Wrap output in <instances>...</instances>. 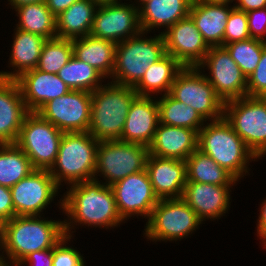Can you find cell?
<instances>
[{
  "label": "cell",
  "instance_id": "3957f363",
  "mask_svg": "<svg viewBox=\"0 0 266 266\" xmlns=\"http://www.w3.org/2000/svg\"><path fill=\"white\" fill-rule=\"evenodd\" d=\"M197 149L211 157L237 181L249 175L250 162L258 161L224 117L206 122L198 131Z\"/></svg>",
  "mask_w": 266,
  "mask_h": 266
},
{
  "label": "cell",
  "instance_id": "7dc6e473",
  "mask_svg": "<svg viewBox=\"0 0 266 266\" xmlns=\"http://www.w3.org/2000/svg\"><path fill=\"white\" fill-rule=\"evenodd\" d=\"M202 1H205V2H208V3H220V4H233L234 5V1L236 0H202Z\"/></svg>",
  "mask_w": 266,
  "mask_h": 266
},
{
  "label": "cell",
  "instance_id": "44dd1931",
  "mask_svg": "<svg viewBox=\"0 0 266 266\" xmlns=\"http://www.w3.org/2000/svg\"><path fill=\"white\" fill-rule=\"evenodd\" d=\"M28 111L37 112L48 101L71 91L57 74L37 68L23 73L16 79Z\"/></svg>",
  "mask_w": 266,
  "mask_h": 266
},
{
  "label": "cell",
  "instance_id": "ffe728a7",
  "mask_svg": "<svg viewBox=\"0 0 266 266\" xmlns=\"http://www.w3.org/2000/svg\"><path fill=\"white\" fill-rule=\"evenodd\" d=\"M145 169L159 199L182 198L187 181L186 161L149 154Z\"/></svg>",
  "mask_w": 266,
  "mask_h": 266
},
{
  "label": "cell",
  "instance_id": "ab89813d",
  "mask_svg": "<svg viewBox=\"0 0 266 266\" xmlns=\"http://www.w3.org/2000/svg\"><path fill=\"white\" fill-rule=\"evenodd\" d=\"M251 38L266 42V8L246 12Z\"/></svg>",
  "mask_w": 266,
  "mask_h": 266
},
{
  "label": "cell",
  "instance_id": "f546056e",
  "mask_svg": "<svg viewBox=\"0 0 266 266\" xmlns=\"http://www.w3.org/2000/svg\"><path fill=\"white\" fill-rule=\"evenodd\" d=\"M18 18L16 28L44 38L54 39L56 35V16L45 2L25 4L14 9Z\"/></svg>",
  "mask_w": 266,
  "mask_h": 266
},
{
  "label": "cell",
  "instance_id": "4316f807",
  "mask_svg": "<svg viewBox=\"0 0 266 266\" xmlns=\"http://www.w3.org/2000/svg\"><path fill=\"white\" fill-rule=\"evenodd\" d=\"M116 43L90 34L72 40L73 55L94 67L105 78H111L114 69Z\"/></svg>",
  "mask_w": 266,
  "mask_h": 266
},
{
  "label": "cell",
  "instance_id": "f35d334b",
  "mask_svg": "<svg viewBox=\"0 0 266 266\" xmlns=\"http://www.w3.org/2000/svg\"><path fill=\"white\" fill-rule=\"evenodd\" d=\"M247 96L266 97V46L257 67L247 78Z\"/></svg>",
  "mask_w": 266,
  "mask_h": 266
},
{
  "label": "cell",
  "instance_id": "8d00e7d4",
  "mask_svg": "<svg viewBox=\"0 0 266 266\" xmlns=\"http://www.w3.org/2000/svg\"><path fill=\"white\" fill-rule=\"evenodd\" d=\"M251 38L248 30V18L244 11L235 7L231 10L227 20L223 37V46L236 41H243Z\"/></svg>",
  "mask_w": 266,
  "mask_h": 266
},
{
  "label": "cell",
  "instance_id": "836d02e7",
  "mask_svg": "<svg viewBox=\"0 0 266 266\" xmlns=\"http://www.w3.org/2000/svg\"><path fill=\"white\" fill-rule=\"evenodd\" d=\"M71 90L94 92L106 79L98 70L74 55L57 74ZM105 79V82L104 80Z\"/></svg>",
  "mask_w": 266,
  "mask_h": 266
},
{
  "label": "cell",
  "instance_id": "f907efd6",
  "mask_svg": "<svg viewBox=\"0 0 266 266\" xmlns=\"http://www.w3.org/2000/svg\"><path fill=\"white\" fill-rule=\"evenodd\" d=\"M0 266H14V265H11L10 263H8L6 261L0 260Z\"/></svg>",
  "mask_w": 266,
  "mask_h": 266
},
{
  "label": "cell",
  "instance_id": "ee69618b",
  "mask_svg": "<svg viewBox=\"0 0 266 266\" xmlns=\"http://www.w3.org/2000/svg\"><path fill=\"white\" fill-rule=\"evenodd\" d=\"M234 7L244 12L262 9L266 8V0H236Z\"/></svg>",
  "mask_w": 266,
  "mask_h": 266
},
{
  "label": "cell",
  "instance_id": "d6986e66",
  "mask_svg": "<svg viewBox=\"0 0 266 266\" xmlns=\"http://www.w3.org/2000/svg\"><path fill=\"white\" fill-rule=\"evenodd\" d=\"M159 123L157 98L137 95L130 106L119 140L149 147Z\"/></svg>",
  "mask_w": 266,
  "mask_h": 266
},
{
  "label": "cell",
  "instance_id": "bcb514c9",
  "mask_svg": "<svg viewBox=\"0 0 266 266\" xmlns=\"http://www.w3.org/2000/svg\"><path fill=\"white\" fill-rule=\"evenodd\" d=\"M9 5L11 6V9H15L19 6L25 5V4H31L36 2H45L46 0H7Z\"/></svg>",
  "mask_w": 266,
  "mask_h": 266
},
{
  "label": "cell",
  "instance_id": "6da1fadb",
  "mask_svg": "<svg viewBox=\"0 0 266 266\" xmlns=\"http://www.w3.org/2000/svg\"><path fill=\"white\" fill-rule=\"evenodd\" d=\"M66 189L57 204L67 216L63 219L65 235L73 238L77 225L112 229L126 222L119 215L111 186L90 180Z\"/></svg>",
  "mask_w": 266,
  "mask_h": 266
},
{
  "label": "cell",
  "instance_id": "ac0fdd59",
  "mask_svg": "<svg viewBox=\"0 0 266 266\" xmlns=\"http://www.w3.org/2000/svg\"><path fill=\"white\" fill-rule=\"evenodd\" d=\"M233 186L235 185L186 182L182 199L196 212L202 222L206 219L218 220L230 209V192Z\"/></svg>",
  "mask_w": 266,
  "mask_h": 266
},
{
  "label": "cell",
  "instance_id": "7402d4cb",
  "mask_svg": "<svg viewBox=\"0 0 266 266\" xmlns=\"http://www.w3.org/2000/svg\"><path fill=\"white\" fill-rule=\"evenodd\" d=\"M27 110L16 80L0 78V144H15Z\"/></svg>",
  "mask_w": 266,
  "mask_h": 266
},
{
  "label": "cell",
  "instance_id": "cb8c5ba5",
  "mask_svg": "<svg viewBox=\"0 0 266 266\" xmlns=\"http://www.w3.org/2000/svg\"><path fill=\"white\" fill-rule=\"evenodd\" d=\"M193 0H137L139 21L142 32L148 34L159 30L166 31L179 20L189 16ZM158 28V29H157Z\"/></svg>",
  "mask_w": 266,
  "mask_h": 266
},
{
  "label": "cell",
  "instance_id": "52a82bcc",
  "mask_svg": "<svg viewBox=\"0 0 266 266\" xmlns=\"http://www.w3.org/2000/svg\"><path fill=\"white\" fill-rule=\"evenodd\" d=\"M143 231L152 242L187 239L203 223L196 212L182 199H159Z\"/></svg>",
  "mask_w": 266,
  "mask_h": 266
},
{
  "label": "cell",
  "instance_id": "e0dca14e",
  "mask_svg": "<svg viewBox=\"0 0 266 266\" xmlns=\"http://www.w3.org/2000/svg\"><path fill=\"white\" fill-rule=\"evenodd\" d=\"M160 33L163 35L166 53L184 67H197L210 49L190 16Z\"/></svg>",
  "mask_w": 266,
  "mask_h": 266
},
{
  "label": "cell",
  "instance_id": "5b68a950",
  "mask_svg": "<svg viewBox=\"0 0 266 266\" xmlns=\"http://www.w3.org/2000/svg\"><path fill=\"white\" fill-rule=\"evenodd\" d=\"M99 142L89 132L63 134L58 155L49 169L59 187L94 180Z\"/></svg>",
  "mask_w": 266,
  "mask_h": 266
},
{
  "label": "cell",
  "instance_id": "484cf974",
  "mask_svg": "<svg viewBox=\"0 0 266 266\" xmlns=\"http://www.w3.org/2000/svg\"><path fill=\"white\" fill-rule=\"evenodd\" d=\"M9 56L10 71H0V78L16 80L23 73L36 68L46 38L15 27ZM13 70V72H12Z\"/></svg>",
  "mask_w": 266,
  "mask_h": 266
},
{
  "label": "cell",
  "instance_id": "f6af8a7d",
  "mask_svg": "<svg viewBox=\"0 0 266 266\" xmlns=\"http://www.w3.org/2000/svg\"><path fill=\"white\" fill-rule=\"evenodd\" d=\"M78 0H46V6L55 15L58 16L61 12L68 9L74 2Z\"/></svg>",
  "mask_w": 266,
  "mask_h": 266
},
{
  "label": "cell",
  "instance_id": "83f0119b",
  "mask_svg": "<svg viewBox=\"0 0 266 266\" xmlns=\"http://www.w3.org/2000/svg\"><path fill=\"white\" fill-rule=\"evenodd\" d=\"M184 66L167 53L146 70L141 80L133 87L138 96H158L170 93L177 74Z\"/></svg>",
  "mask_w": 266,
  "mask_h": 266
},
{
  "label": "cell",
  "instance_id": "4fadbf2b",
  "mask_svg": "<svg viewBox=\"0 0 266 266\" xmlns=\"http://www.w3.org/2000/svg\"><path fill=\"white\" fill-rule=\"evenodd\" d=\"M133 2L136 5L132 1L98 5L90 35L116 44L139 35L142 30L138 2Z\"/></svg>",
  "mask_w": 266,
  "mask_h": 266
},
{
  "label": "cell",
  "instance_id": "b9f144b4",
  "mask_svg": "<svg viewBox=\"0 0 266 266\" xmlns=\"http://www.w3.org/2000/svg\"><path fill=\"white\" fill-rule=\"evenodd\" d=\"M14 217L11 190L0 185V220L4 223Z\"/></svg>",
  "mask_w": 266,
  "mask_h": 266
},
{
  "label": "cell",
  "instance_id": "60d3db41",
  "mask_svg": "<svg viewBox=\"0 0 266 266\" xmlns=\"http://www.w3.org/2000/svg\"><path fill=\"white\" fill-rule=\"evenodd\" d=\"M52 263L53 248L30 253L20 262V264H18V266H53Z\"/></svg>",
  "mask_w": 266,
  "mask_h": 266
},
{
  "label": "cell",
  "instance_id": "ba28073f",
  "mask_svg": "<svg viewBox=\"0 0 266 266\" xmlns=\"http://www.w3.org/2000/svg\"><path fill=\"white\" fill-rule=\"evenodd\" d=\"M223 117L258 159L266 156V97L227 101Z\"/></svg>",
  "mask_w": 266,
  "mask_h": 266
},
{
  "label": "cell",
  "instance_id": "d4e9b609",
  "mask_svg": "<svg viewBox=\"0 0 266 266\" xmlns=\"http://www.w3.org/2000/svg\"><path fill=\"white\" fill-rule=\"evenodd\" d=\"M234 5L193 0L189 16L209 47L223 46L227 20Z\"/></svg>",
  "mask_w": 266,
  "mask_h": 266
},
{
  "label": "cell",
  "instance_id": "d590c367",
  "mask_svg": "<svg viewBox=\"0 0 266 266\" xmlns=\"http://www.w3.org/2000/svg\"><path fill=\"white\" fill-rule=\"evenodd\" d=\"M265 46V41L254 38L224 45L230 53L231 58L239 66L246 78H248L257 67Z\"/></svg>",
  "mask_w": 266,
  "mask_h": 266
},
{
  "label": "cell",
  "instance_id": "9c48e42d",
  "mask_svg": "<svg viewBox=\"0 0 266 266\" xmlns=\"http://www.w3.org/2000/svg\"><path fill=\"white\" fill-rule=\"evenodd\" d=\"M148 155V146L143 144L119 139L100 141L94 180L103 177L106 181L102 179L101 182L111 186L128 175L145 170Z\"/></svg>",
  "mask_w": 266,
  "mask_h": 266
},
{
  "label": "cell",
  "instance_id": "5bb4252c",
  "mask_svg": "<svg viewBox=\"0 0 266 266\" xmlns=\"http://www.w3.org/2000/svg\"><path fill=\"white\" fill-rule=\"evenodd\" d=\"M60 189L49 170L35 169L10 188L14 216L42 215Z\"/></svg>",
  "mask_w": 266,
  "mask_h": 266
},
{
  "label": "cell",
  "instance_id": "681fc988",
  "mask_svg": "<svg viewBox=\"0 0 266 266\" xmlns=\"http://www.w3.org/2000/svg\"><path fill=\"white\" fill-rule=\"evenodd\" d=\"M3 222L0 220V251L2 250L3 246ZM1 256V253H0Z\"/></svg>",
  "mask_w": 266,
  "mask_h": 266
},
{
  "label": "cell",
  "instance_id": "277c9868",
  "mask_svg": "<svg viewBox=\"0 0 266 266\" xmlns=\"http://www.w3.org/2000/svg\"><path fill=\"white\" fill-rule=\"evenodd\" d=\"M137 96L132 86L112 82L91 93V118L88 132L97 140L120 139L130 106Z\"/></svg>",
  "mask_w": 266,
  "mask_h": 266
},
{
  "label": "cell",
  "instance_id": "e575fe53",
  "mask_svg": "<svg viewBox=\"0 0 266 266\" xmlns=\"http://www.w3.org/2000/svg\"><path fill=\"white\" fill-rule=\"evenodd\" d=\"M73 56L71 39H48L43 45L36 68L40 71L58 74L59 70L69 62Z\"/></svg>",
  "mask_w": 266,
  "mask_h": 266
},
{
  "label": "cell",
  "instance_id": "7bdbcfd3",
  "mask_svg": "<svg viewBox=\"0 0 266 266\" xmlns=\"http://www.w3.org/2000/svg\"><path fill=\"white\" fill-rule=\"evenodd\" d=\"M260 212L257 220V237L262 240V244H264V248L266 249V198L260 204Z\"/></svg>",
  "mask_w": 266,
  "mask_h": 266
},
{
  "label": "cell",
  "instance_id": "1f68e13d",
  "mask_svg": "<svg viewBox=\"0 0 266 266\" xmlns=\"http://www.w3.org/2000/svg\"><path fill=\"white\" fill-rule=\"evenodd\" d=\"M161 124L194 129L197 133L206 121L191 106L179 102L169 93L157 97Z\"/></svg>",
  "mask_w": 266,
  "mask_h": 266
},
{
  "label": "cell",
  "instance_id": "7a4b0ae2",
  "mask_svg": "<svg viewBox=\"0 0 266 266\" xmlns=\"http://www.w3.org/2000/svg\"><path fill=\"white\" fill-rule=\"evenodd\" d=\"M65 235L64 222L44 215L14 216L3 224L0 260L14 266L30 253L53 248Z\"/></svg>",
  "mask_w": 266,
  "mask_h": 266
},
{
  "label": "cell",
  "instance_id": "f1b7e54d",
  "mask_svg": "<svg viewBox=\"0 0 266 266\" xmlns=\"http://www.w3.org/2000/svg\"><path fill=\"white\" fill-rule=\"evenodd\" d=\"M98 5L91 0H78L56 16V35L62 39H76L91 32Z\"/></svg>",
  "mask_w": 266,
  "mask_h": 266
},
{
  "label": "cell",
  "instance_id": "9a60e30c",
  "mask_svg": "<svg viewBox=\"0 0 266 266\" xmlns=\"http://www.w3.org/2000/svg\"><path fill=\"white\" fill-rule=\"evenodd\" d=\"M62 132H88L91 118V93L71 90L45 103L38 111Z\"/></svg>",
  "mask_w": 266,
  "mask_h": 266
},
{
  "label": "cell",
  "instance_id": "c3c4849f",
  "mask_svg": "<svg viewBox=\"0 0 266 266\" xmlns=\"http://www.w3.org/2000/svg\"><path fill=\"white\" fill-rule=\"evenodd\" d=\"M91 1L96 3L97 5H103V4L117 3L122 0H91Z\"/></svg>",
  "mask_w": 266,
  "mask_h": 266
},
{
  "label": "cell",
  "instance_id": "603a6c76",
  "mask_svg": "<svg viewBox=\"0 0 266 266\" xmlns=\"http://www.w3.org/2000/svg\"><path fill=\"white\" fill-rule=\"evenodd\" d=\"M197 141L198 133L194 129L159 123L148 147L149 154L186 161L197 149Z\"/></svg>",
  "mask_w": 266,
  "mask_h": 266
},
{
  "label": "cell",
  "instance_id": "8992f818",
  "mask_svg": "<svg viewBox=\"0 0 266 266\" xmlns=\"http://www.w3.org/2000/svg\"><path fill=\"white\" fill-rule=\"evenodd\" d=\"M145 34L147 36V33L141 32L116 45L114 69L110 82L134 87L151 64L166 54L161 33L154 34V37H146Z\"/></svg>",
  "mask_w": 266,
  "mask_h": 266
},
{
  "label": "cell",
  "instance_id": "7c38bea8",
  "mask_svg": "<svg viewBox=\"0 0 266 266\" xmlns=\"http://www.w3.org/2000/svg\"><path fill=\"white\" fill-rule=\"evenodd\" d=\"M197 67L209 71L204 76L224 103L247 95V78L224 46L210 47Z\"/></svg>",
  "mask_w": 266,
  "mask_h": 266
},
{
  "label": "cell",
  "instance_id": "30bf717a",
  "mask_svg": "<svg viewBox=\"0 0 266 266\" xmlns=\"http://www.w3.org/2000/svg\"><path fill=\"white\" fill-rule=\"evenodd\" d=\"M63 134L38 112L29 111L15 144L26 154L35 169L49 170L58 155Z\"/></svg>",
  "mask_w": 266,
  "mask_h": 266
},
{
  "label": "cell",
  "instance_id": "2e32d148",
  "mask_svg": "<svg viewBox=\"0 0 266 266\" xmlns=\"http://www.w3.org/2000/svg\"><path fill=\"white\" fill-rule=\"evenodd\" d=\"M117 210L127 221L133 216L148 220L159 201L155 195L147 170L136 172L111 185Z\"/></svg>",
  "mask_w": 266,
  "mask_h": 266
},
{
  "label": "cell",
  "instance_id": "8fae6325",
  "mask_svg": "<svg viewBox=\"0 0 266 266\" xmlns=\"http://www.w3.org/2000/svg\"><path fill=\"white\" fill-rule=\"evenodd\" d=\"M169 94L195 109L206 122L223 118L225 103L198 67H184L177 74Z\"/></svg>",
  "mask_w": 266,
  "mask_h": 266
},
{
  "label": "cell",
  "instance_id": "d6a6232c",
  "mask_svg": "<svg viewBox=\"0 0 266 266\" xmlns=\"http://www.w3.org/2000/svg\"><path fill=\"white\" fill-rule=\"evenodd\" d=\"M35 168L16 144H0V185L11 188Z\"/></svg>",
  "mask_w": 266,
  "mask_h": 266
},
{
  "label": "cell",
  "instance_id": "4dcf8cb0",
  "mask_svg": "<svg viewBox=\"0 0 266 266\" xmlns=\"http://www.w3.org/2000/svg\"><path fill=\"white\" fill-rule=\"evenodd\" d=\"M186 174V182L214 185H236L238 182L229 172L199 149H196L186 159Z\"/></svg>",
  "mask_w": 266,
  "mask_h": 266
},
{
  "label": "cell",
  "instance_id": "74e56055",
  "mask_svg": "<svg viewBox=\"0 0 266 266\" xmlns=\"http://www.w3.org/2000/svg\"><path fill=\"white\" fill-rule=\"evenodd\" d=\"M71 236L64 235L63 238L53 247V266H86L83 254L68 246Z\"/></svg>",
  "mask_w": 266,
  "mask_h": 266
}]
</instances>
